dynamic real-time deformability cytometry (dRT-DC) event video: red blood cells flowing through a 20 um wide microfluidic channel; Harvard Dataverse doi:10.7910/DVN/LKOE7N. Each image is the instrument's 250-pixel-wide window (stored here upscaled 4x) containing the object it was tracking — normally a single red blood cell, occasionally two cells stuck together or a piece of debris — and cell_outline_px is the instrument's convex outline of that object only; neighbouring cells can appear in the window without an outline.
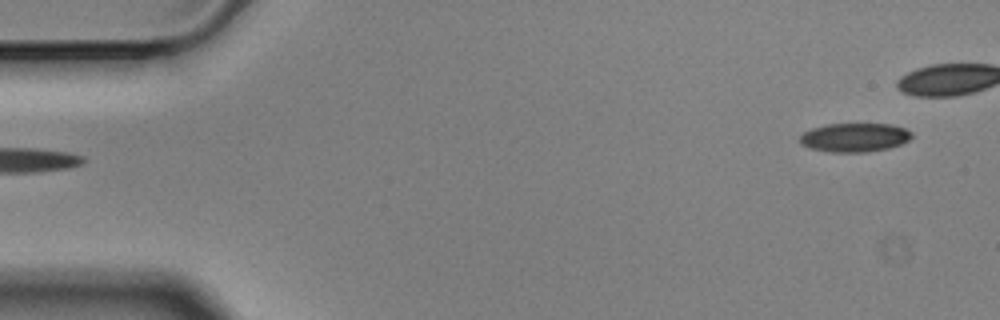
{"species": "Egyptian fruit bat (a non-hibernating species)", "species_latin": "Rousettus aegyptiacus", "temperature_condition": "cold", "stored_images_in_passage": 6, "camera_frame_rate_fps": 3000, "um_per_image_px": 0.085, "animal": {"sex": "male"}, "frame": {"image": 1, "passage_image": 6, "time_ms": 1.667, "image_size_px": [1000, 320], "cell_outline_px": [[912, 136], [908, 140], [900, 144], [888, 148], [864, 152], [828, 152], [808, 148], [800, 144], [800, 136], [804, 132], [812, 128], [828, 124], [892, 124], [904, 128], [912, 132]], "centroid_in_image_um": [72.61, 11.68], "position_along_channel_um": 12.4, "area_um2": 18.79}}